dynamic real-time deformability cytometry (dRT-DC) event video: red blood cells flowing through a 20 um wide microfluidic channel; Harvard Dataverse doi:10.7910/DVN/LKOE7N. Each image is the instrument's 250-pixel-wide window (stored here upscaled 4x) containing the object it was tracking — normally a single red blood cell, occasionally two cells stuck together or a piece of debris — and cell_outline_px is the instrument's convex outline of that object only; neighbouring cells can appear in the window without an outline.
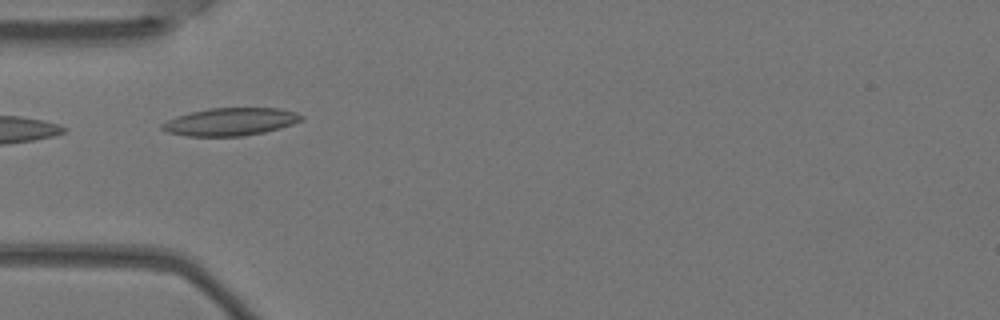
{"species": "Egyptian fruit bat (a non-hibernating species)", "species_latin": "Rousettus aegyptiacus", "temperature_condition": "warm", "stored_images_in_passage": 6, "camera_frame_rate_fps": 3000, "um_per_image_px": 0.085, "animal": {"sex": "female"}, "frame": {"image": 1, "passage_image": 1, "time_ms": 0.0, "image_size_px": [1000, 320], "cell_outline_px": [[304, 120], [280, 128], [264, 132], [240, 136], [188, 136], [168, 132], [160, 128], [160, 124], [176, 116], [208, 108], [280, 108], [296, 112], [304, 116]], "centroid_in_image_um": [19.61, 10.34], "position_along_channel_um": 65.4, "area_um2": 22.48}}
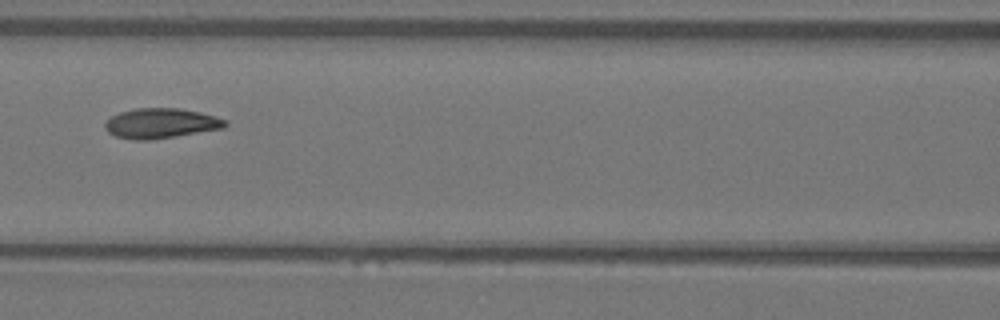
{"frame": {"image": 2, "passage_image": 3, "time_ms": 0.667, "image_size_px": [1000, 320], "cell_outline_px": [[228, 124], [224, 128], [148, 140], [136, 140], [116, 136], [108, 132], [104, 128], [104, 124], [112, 116], [120, 112], [136, 108], [180, 108], [200, 112], [216, 116], [224, 120]], "centroid_in_image_um": [13.66, 10.47], "position_along_channel_um": 152.9, "area_um2": 20.81}}
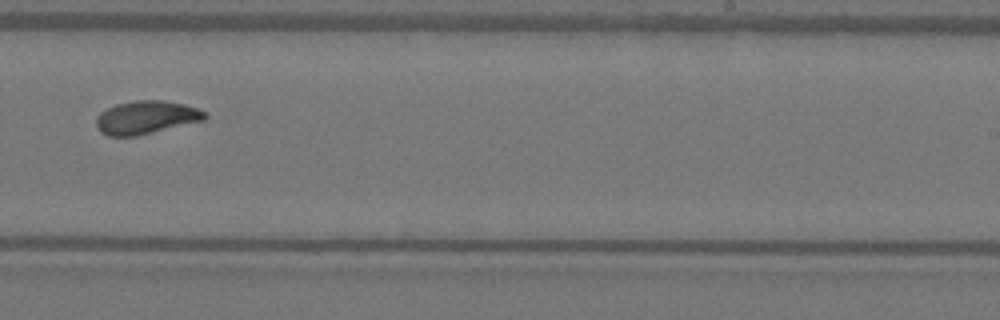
{"frame": {"image": 3, "passage_image": 6, "time_ms": 1.667, "image_size_px": [1000, 320], "cell_outline_px": [[208, 116], [204, 120], [136, 136], [108, 136], [100, 132], [96, 128], [96, 120], [100, 112], [116, 104], [136, 100], [160, 100], [184, 104], [208, 112]], "centroid_in_image_um": [12.41, 9.98], "position_along_channel_um": 276.6, "area_um2": 20.98}}